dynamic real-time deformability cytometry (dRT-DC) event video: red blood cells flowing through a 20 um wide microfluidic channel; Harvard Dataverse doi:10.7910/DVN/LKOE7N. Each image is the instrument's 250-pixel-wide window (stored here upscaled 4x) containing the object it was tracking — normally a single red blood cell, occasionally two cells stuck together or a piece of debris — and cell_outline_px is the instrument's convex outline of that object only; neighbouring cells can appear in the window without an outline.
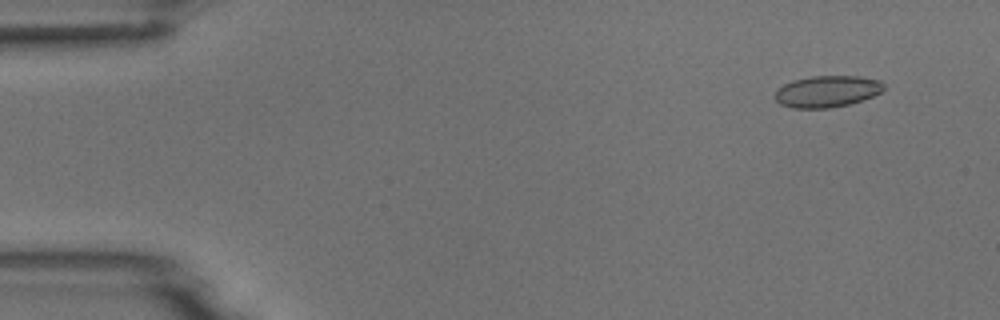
{"species": "common noctule bat (a hibernating species)", "species_latin": "Nyctalus noctula", "temperature_condition": "room temperature", "stored_images_in_passage": 5, "camera_frame_rate_fps": 3000, "um_per_image_px": 0.085, "animal": {"sex": "male", "body_mass_g": 18.8}, "frame": {"image": 1, "passage_image": 1, "time_ms": 0.0, "image_size_px": [1000, 320], "cell_outline_px": [[884, 88], [880, 92], [872, 96], [852, 104], [828, 108], [792, 108], [780, 104], [772, 96], [776, 88], [792, 80], [812, 76], [860, 76], [880, 80], [884, 84]], "centroid_in_image_um": [70.26, 7.77], "position_along_channel_um": 14.7, "area_um2": 20.29}}
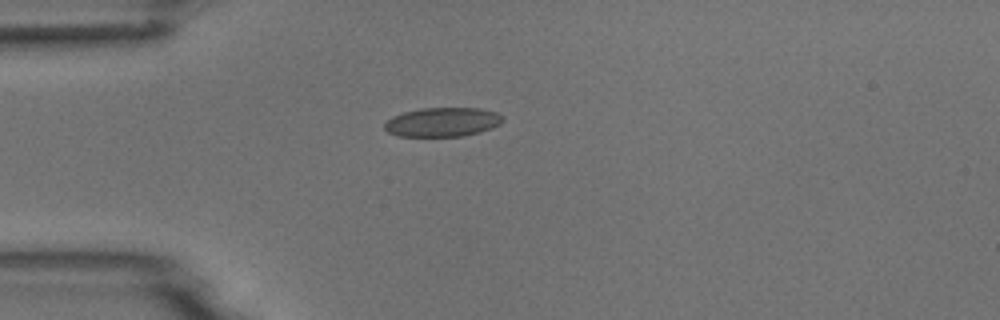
{"frame": {"image": 2, "passage_image": 4, "time_ms": 3.333, "image_size_px": [1000, 320], "cell_outline_px": [[504, 120], [500, 124], [492, 128], [480, 132], [464, 136], [396, 136], [388, 132], [384, 128], [384, 124], [392, 116], [404, 112], [420, 108], [480, 108], [496, 112], [504, 116]], "centroid_in_image_um": [37.63, 10.37], "position_along_channel_um": 47.4, "area_um2": 20.23}}